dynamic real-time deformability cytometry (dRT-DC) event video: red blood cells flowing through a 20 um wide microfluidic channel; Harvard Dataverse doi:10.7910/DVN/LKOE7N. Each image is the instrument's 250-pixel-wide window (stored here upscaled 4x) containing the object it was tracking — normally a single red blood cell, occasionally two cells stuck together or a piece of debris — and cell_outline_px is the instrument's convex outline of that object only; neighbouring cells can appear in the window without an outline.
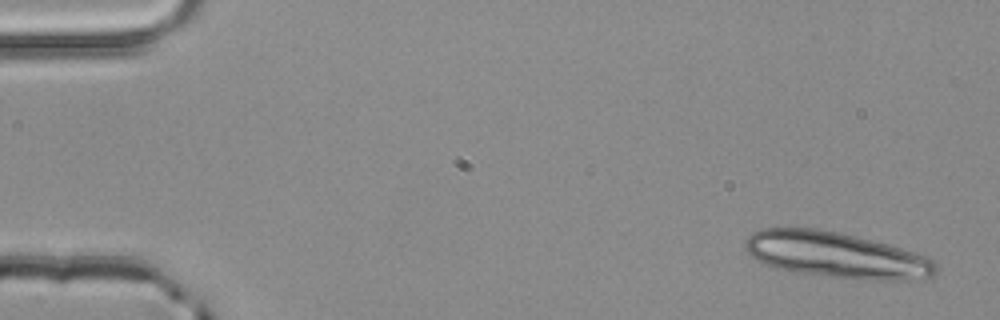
{"species": "common noctule bat (a hibernating species)", "species_latin": "Nyctalus noctula", "temperature_condition": "room temperature", "stored_images_in_passage": 5, "camera_frame_rate_fps": 3000, "um_per_image_px": 0.085, "animal": {"sex": "male", "body_mass_g": 20.4}, "frame": {"image": 1, "passage_image": 1, "time_ms": 0.0, "image_size_px": [1000, 320], "cell_outline_px": [[936, 272], [932, 276], [916, 280], [872, 280], [832, 276], [796, 272], [776, 268], [752, 256], [744, 248], [744, 240], [752, 232], [760, 228], [816, 228], [836, 232], [872, 240], [888, 244], [916, 252], [928, 256], [936, 260]], "centroid_in_image_um": [71.11, 21.67], "position_along_channel_um": 13.9, "area_um2": 50.81}}